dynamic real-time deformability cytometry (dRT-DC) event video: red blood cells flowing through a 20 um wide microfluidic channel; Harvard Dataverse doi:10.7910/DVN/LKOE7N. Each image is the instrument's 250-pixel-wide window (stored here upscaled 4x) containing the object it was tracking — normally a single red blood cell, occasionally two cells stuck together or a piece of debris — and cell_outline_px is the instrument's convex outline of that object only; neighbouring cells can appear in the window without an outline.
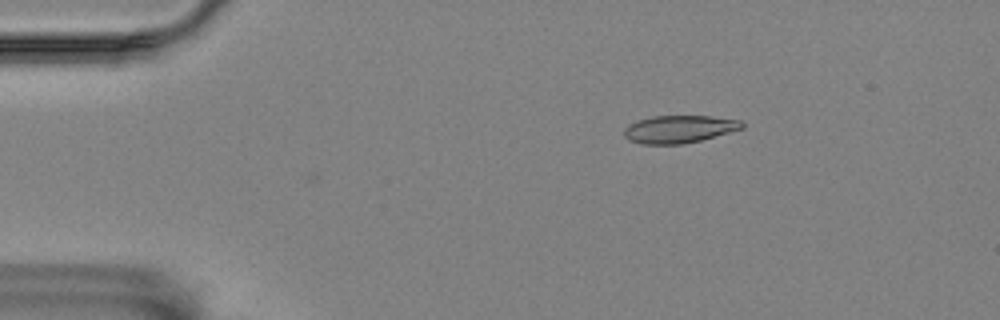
{"species": "Egyptian fruit bat (a non-hibernating species)", "species_latin": "Rousettus aegyptiacus", "temperature_condition": "room temperature", "stored_images_in_passage": 48, "camera_frame_rate_fps": 3000, "um_per_image_px": 0.085, "animal": {"sex": "female"}, "frame": {"image": 1, "passage_image": 1, "time_ms": 0.0, "image_size_px": [1000, 320], "cell_outline_px": [[744, 128], [700, 140], [684, 144], [640, 144], [628, 140], [624, 136], [624, 128], [628, 124], [636, 120], [652, 116], [712, 116], [740, 120], [744, 124]], "centroid_in_image_um": [57.68, 10.97], "position_along_channel_um": 27.3, "area_um2": 19.07}}
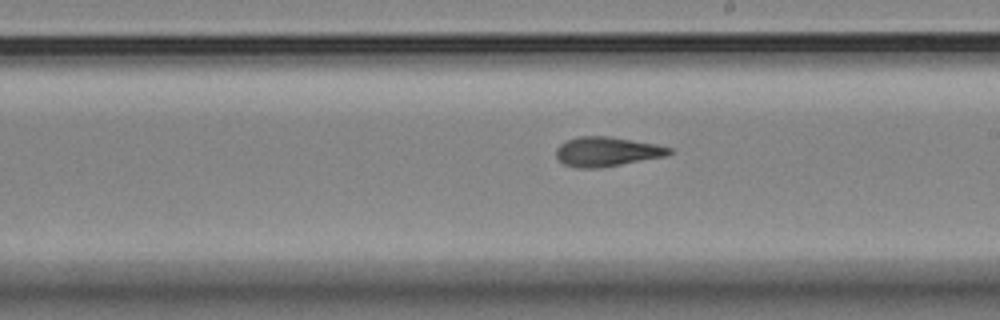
{"frame": {"image": 2, "passage_image": 24, "time_ms": 7.667, "image_size_px": [1000, 320], "cell_outline_px": [[672, 152], [668, 156], [600, 168], [576, 168], [564, 164], [556, 156], [556, 148], [560, 144], [576, 136], [608, 136], [656, 144], [672, 148]], "centroid_in_image_um": [51.59, 12.89], "position_along_channel_um": 237.4, "area_um2": 19.54}}
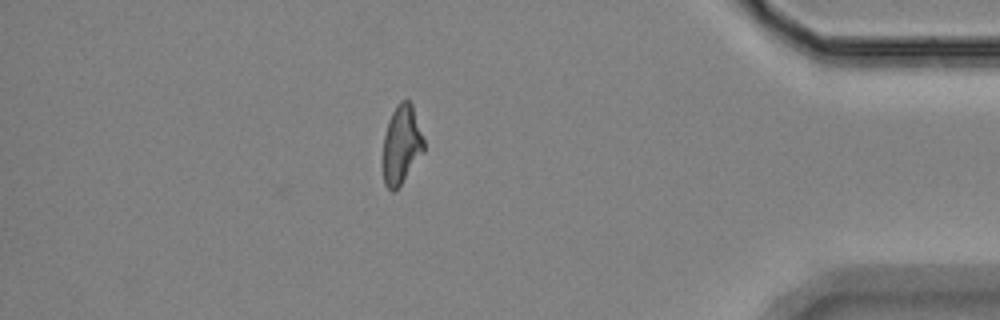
{"frame": {"image": 3, "passage_image": 41, "time_ms": 13.333, "image_size_px": [1000, 320], "cell_outline_px": [[424, 152], [396, 192], [392, 192], [384, 184], [384, 136], [388, 120], [396, 104], [400, 100], [408, 100], [412, 104], [424, 140]], "centroid_in_image_um": [34.13, 12.31], "position_along_channel_um": 401.1, "area_um2": 18.79}, "authors_computed_cell_mechanics": {"area_um2": 19.4208, "velocity_mm_per_s": 3.523, "shape_relaxation_time_tau1_ms": 4.4212, "shape_relaxation_time_tau2_ms": 1.9903, "deformation_change_tau1": 0.1525, "deformation_change_tau2": 0.0993}}